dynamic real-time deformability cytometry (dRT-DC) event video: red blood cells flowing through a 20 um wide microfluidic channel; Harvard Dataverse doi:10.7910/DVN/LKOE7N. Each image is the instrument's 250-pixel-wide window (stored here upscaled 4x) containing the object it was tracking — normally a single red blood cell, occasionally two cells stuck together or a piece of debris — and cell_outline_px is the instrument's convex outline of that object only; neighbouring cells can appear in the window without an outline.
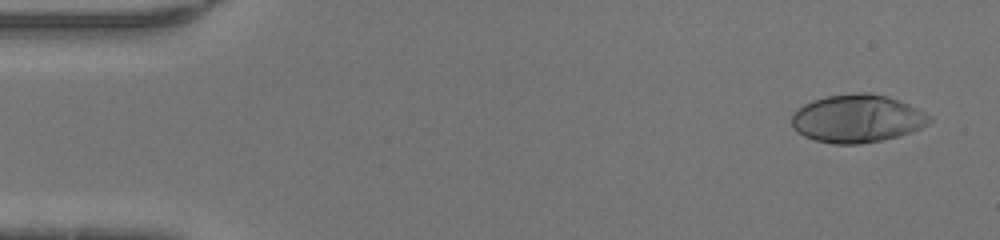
{"species": "human", "species_latin": "Homo sapiens", "temperature_condition": "warm", "stored_images_in_passage": 45, "camera_frame_rate_fps": 3000, "um_per_image_px": 0.085, "donor": {"sex": "male"}, "frame": {"image": 1, "passage_image": 1, "time_ms": 0.0, "image_size_px": [1000, 240], "cell_outline_px": [[932, 120], [928, 124], [920, 128], [896, 136], [880, 140], [860, 144], [832, 144], [816, 140], [804, 136], [796, 132], [792, 128], [792, 116], [804, 104], [812, 100], [828, 96], [852, 92], [868, 92], [888, 96], [908, 104], [932, 116]], "centroid_in_image_um": [72.85, 10.07], "position_along_channel_um": 12.2, "area_um2": 38.38}}
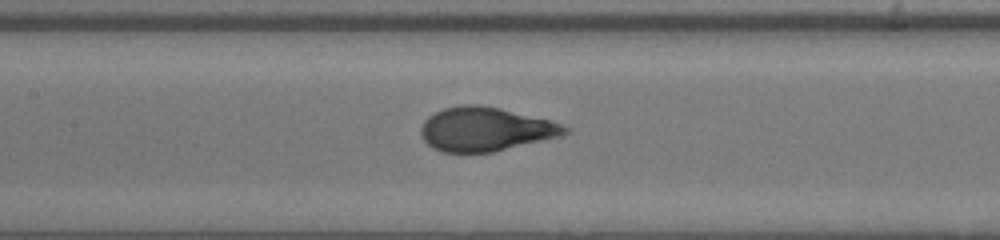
{"frame": {"image": 2, "passage_image": 20, "time_ms": 6.333, "image_size_px": [1000, 240], "cell_outline_px": [[572, 132], [560, 136], [492, 152], [440, 152], [432, 148], [420, 136], [420, 128], [424, 120], [428, 116], [444, 108], [460, 104], [480, 104], [500, 108], [552, 120], [568, 128]], "centroid_in_image_um": [41.24, 10.97], "position_along_channel_um": 166.2, "area_um2": 36.99}}
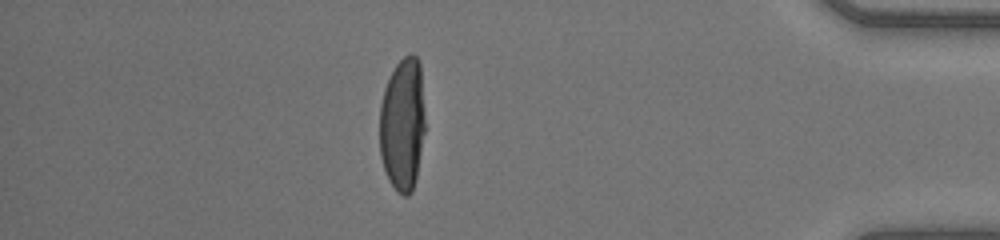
{"frame": {"image": 3, "passage_image": 39, "time_ms": 12.667, "image_size_px": [1000, 240], "cell_outline_px": [[424, 132], [416, 176], [412, 192], [408, 196], [404, 196], [396, 192], [388, 180], [380, 156], [380, 104], [384, 88], [396, 64], [408, 52], [412, 52], [420, 60], [424, 116]], "centroid_in_image_um": [34.21, 10.55], "position_along_channel_um": 401.0, "area_um2": 35.49}}